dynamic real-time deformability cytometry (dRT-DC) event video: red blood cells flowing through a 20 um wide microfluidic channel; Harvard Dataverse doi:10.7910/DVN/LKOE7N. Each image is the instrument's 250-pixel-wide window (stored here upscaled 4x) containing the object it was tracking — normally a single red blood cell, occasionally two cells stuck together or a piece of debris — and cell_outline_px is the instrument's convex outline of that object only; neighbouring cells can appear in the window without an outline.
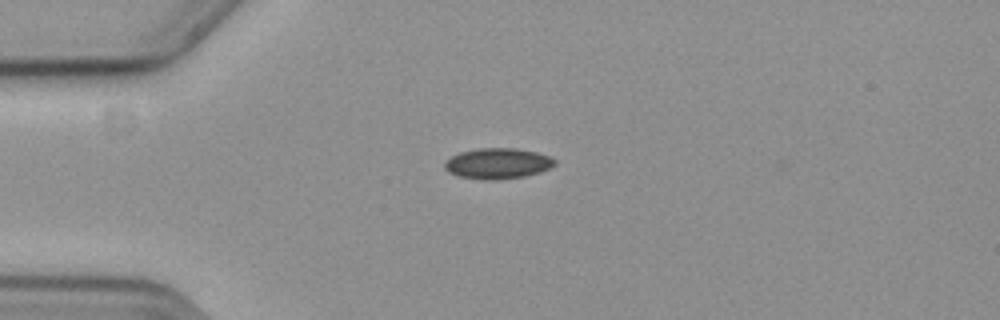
{"species": "common noctule bat (a hibernating species)", "species_latin": "Nyctalus noctula", "temperature_condition": "cold", "stored_images_in_passage": 32, "camera_frame_rate_fps": 3000, "um_per_image_px": 0.085, "animal": {"sex": "female", "body_mass_g": 19.3, "forearm_length_mm": 54.1}, "frame": {"image": 1, "passage_image": 1, "time_ms": 0.0, "image_size_px": [1000, 320], "cell_outline_px": [[556, 164], [540, 172], [524, 176], [492, 180], [488, 180], [460, 176], [448, 172], [444, 168], [444, 160], [460, 152], [476, 148], [516, 148], [536, 152], [552, 156], [556, 160]], "centroid_in_image_um": [42.3, 13.88], "position_along_channel_um": 42.7, "area_um2": 19.71}}
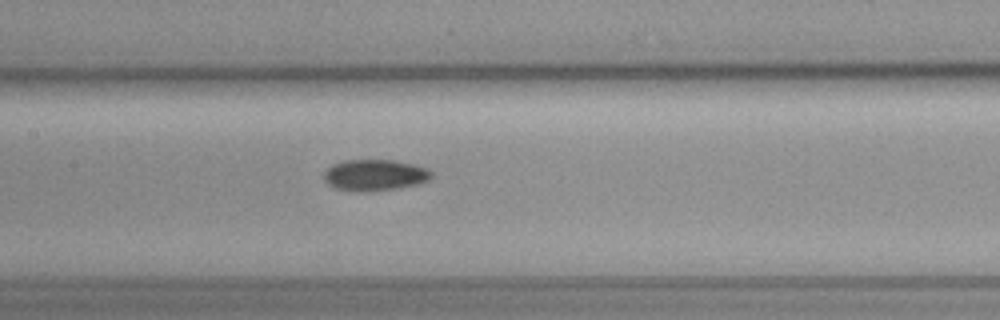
{"frame": {"image": 2, "passage_image": 14, "time_ms": 4.333, "image_size_px": [1000, 320], "cell_outline_px": [[432, 176], [428, 180], [416, 184], [396, 188], [360, 192], [356, 192], [336, 188], [328, 184], [324, 180], [324, 172], [332, 164], [344, 160], [392, 160], [412, 164], [428, 168], [432, 172]], "centroid_in_image_um": [31.83, 14.87], "position_along_channel_um": 175.6, "area_um2": 19.48}}
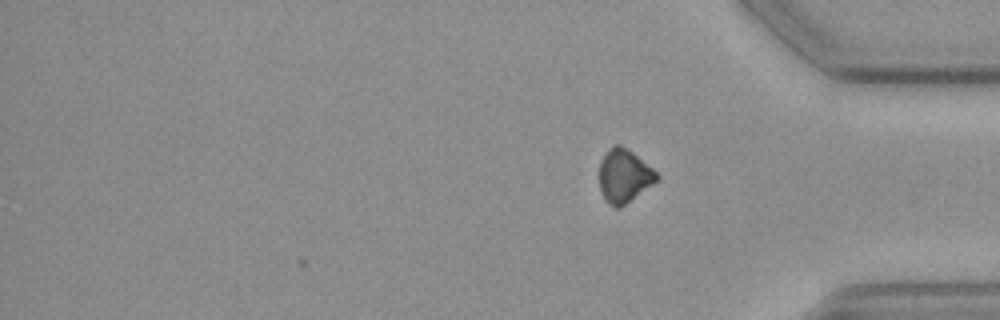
{"frame": {"image": 3, "passage_image": 32, "time_ms": 10.333, "image_size_px": [1000, 320], "cell_outline_px": [[660, 180], [620, 208], [616, 208], [600, 192], [600, 160], [608, 148], [612, 144], [620, 144], [632, 152], [652, 168], [660, 176]], "centroid_in_image_um": [53.07, 14.93], "position_along_channel_um": 382.1, "area_um2": 17.86}, "authors_computed_cell_mechanics": {"area_um2": 19.363, "velocity_mm_per_s": 3.629, "shape_relaxation_time_tau1_ms": null, "shape_relaxation_time_tau2_ms": 8.1162, "deformation_change_tau1": null, "deformation_change_tau2": 0.1026}}